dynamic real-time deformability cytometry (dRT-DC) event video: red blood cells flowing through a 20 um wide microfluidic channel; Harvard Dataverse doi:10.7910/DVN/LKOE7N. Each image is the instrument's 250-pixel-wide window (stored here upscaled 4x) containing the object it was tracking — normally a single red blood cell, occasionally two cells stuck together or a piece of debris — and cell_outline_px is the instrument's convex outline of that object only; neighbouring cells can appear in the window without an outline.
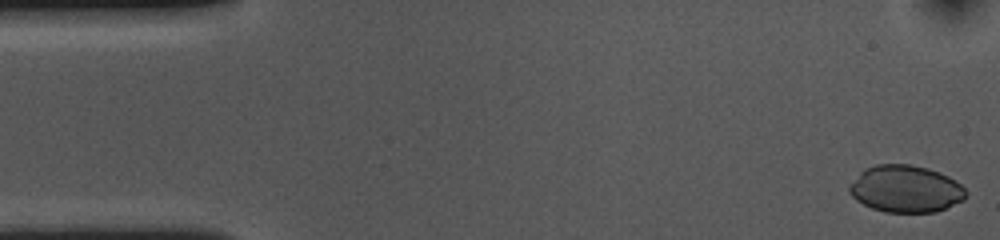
{"species": "common noctule bat (a hibernating species)", "species_latin": "Nyctalus noctula", "temperature_condition": "cold", "stored_images_in_passage": 48, "camera_frame_rate_fps": 3000, "um_per_image_px": 0.085, "animal": {"sex": "female", "body_mass_g": 10.0, "forearm_length_mm": 53.1}, "frame": {"image": 1, "passage_image": 1, "time_ms": 0.0, "image_size_px": [1000, 240], "cell_outline_px": [[968, 196], [964, 200], [936, 212], [884, 212], [872, 208], [856, 200], [848, 192], [848, 184], [864, 168], [876, 164], [912, 164], [928, 168], [940, 172], [956, 180], [968, 192]], "centroid_in_image_um": [76.98, 16.05], "position_along_channel_um": 8.0, "area_um2": 32.37}}
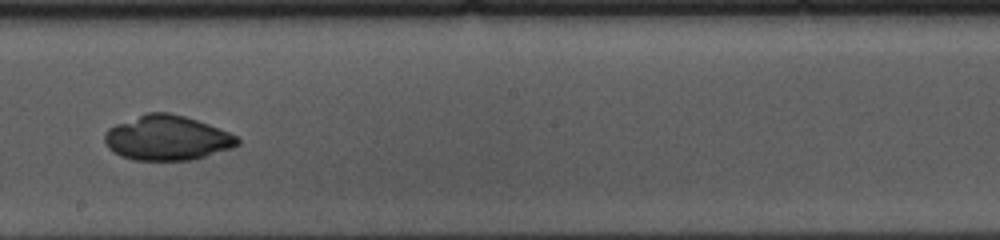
{"frame": {"image": 2, "passage_image": 29, "time_ms": 9.333, "image_size_px": [1000, 240], "cell_outline_px": [[240, 144], [232, 148], [192, 160], [136, 160], [120, 156], [108, 148], [104, 144], [104, 132], [108, 128], [116, 124], [148, 112], [168, 112], [184, 116], [208, 124], [228, 132], [236, 136], [240, 140]], "centroid_in_image_um": [14.18, 11.73], "position_along_channel_um": 234.0, "area_um2": 34.62}}
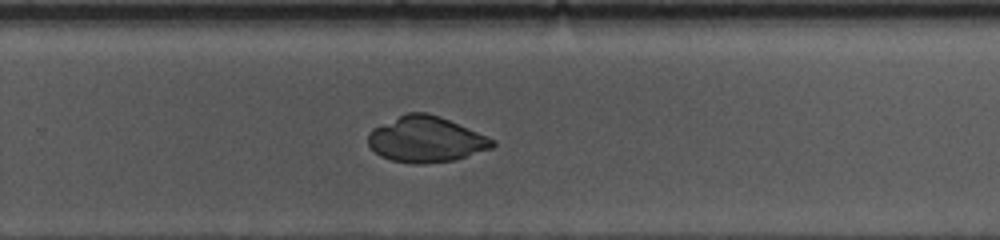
{"frame": {"image": 3, "passage_image": 34, "time_ms": 11.0, "image_size_px": [1000, 240], "cell_outline_px": [[496, 144], [492, 148], [456, 160], [424, 164], [412, 164], [392, 160], [380, 156], [368, 144], [368, 132], [372, 128], [408, 112], [428, 112], [440, 116], [496, 140]], "centroid_in_image_um": [36.21, 11.85], "position_along_channel_um": 293.6, "area_um2": 33.23}}